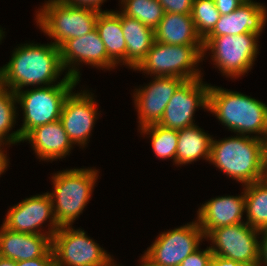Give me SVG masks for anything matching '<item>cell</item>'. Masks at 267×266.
<instances>
[{
	"label": "cell",
	"instance_id": "6da1fadb",
	"mask_svg": "<svg viewBox=\"0 0 267 266\" xmlns=\"http://www.w3.org/2000/svg\"><path fill=\"white\" fill-rule=\"evenodd\" d=\"M3 70L4 87L14 93L23 87H44L60 84L69 76L57 82L63 74L60 48L51 43H26L14 49L10 61L1 67ZM56 82V83H55Z\"/></svg>",
	"mask_w": 267,
	"mask_h": 266
},
{
	"label": "cell",
	"instance_id": "7a4b0ae2",
	"mask_svg": "<svg viewBox=\"0 0 267 266\" xmlns=\"http://www.w3.org/2000/svg\"><path fill=\"white\" fill-rule=\"evenodd\" d=\"M209 163L243 186L267 177L263 140L254 136L212 138Z\"/></svg>",
	"mask_w": 267,
	"mask_h": 266
},
{
	"label": "cell",
	"instance_id": "3957f363",
	"mask_svg": "<svg viewBox=\"0 0 267 266\" xmlns=\"http://www.w3.org/2000/svg\"><path fill=\"white\" fill-rule=\"evenodd\" d=\"M237 135L264 139L267 130V105L241 92L211 86L208 110ZM252 134V135H251Z\"/></svg>",
	"mask_w": 267,
	"mask_h": 266
},
{
	"label": "cell",
	"instance_id": "277c9868",
	"mask_svg": "<svg viewBox=\"0 0 267 266\" xmlns=\"http://www.w3.org/2000/svg\"><path fill=\"white\" fill-rule=\"evenodd\" d=\"M99 171L95 168H74L54 173V190L48 192L53 214L59 227L72 226L91 199Z\"/></svg>",
	"mask_w": 267,
	"mask_h": 266
},
{
	"label": "cell",
	"instance_id": "5b68a950",
	"mask_svg": "<svg viewBox=\"0 0 267 266\" xmlns=\"http://www.w3.org/2000/svg\"><path fill=\"white\" fill-rule=\"evenodd\" d=\"M79 81L68 77L60 84L16 92L17 104L22 108L23 123L18 129L23 139L31 130L60 120L63 104Z\"/></svg>",
	"mask_w": 267,
	"mask_h": 266
},
{
	"label": "cell",
	"instance_id": "8992f818",
	"mask_svg": "<svg viewBox=\"0 0 267 266\" xmlns=\"http://www.w3.org/2000/svg\"><path fill=\"white\" fill-rule=\"evenodd\" d=\"M39 10L35 17L37 26L59 48L67 40L93 31L99 14L93 9L73 7L60 0H48Z\"/></svg>",
	"mask_w": 267,
	"mask_h": 266
},
{
	"label": "cell",
	"instance_id": "52a82bcc",
	"mask_svg": "<svg viewBox=\"0 0 267 266\" xmlns=\"http://www.w3.org/2000/svg\"><path fill=\"white\" fill-rule=\"evenodd\" d=\"M203 46L168 45L154 41L135 71L154 77H180L185 81L203 78L200 68Z\"/></svg>",
	"mask_w": 267,
	"mask_h": 266
},
{
	"label": "cell",
	"instance_id": "ba28073f",
	"mask_svg": "<svg viewBox=\"0 0 267 266\" xmlns=\"http://www.w3.org/2000/svg\"><path fill=\"white\" fill-rule=\"evenodd\" d=\"M259 36L240 35L206 36L203 39V58L210 51L213 65L226 77L239 78L252 69L258 54Z\"/></svg>",
	"mask_w": 267,
	"mask_h": 266
},
{
	"label": "cell",
	"instance_id": "9c48e42d",
	"mask_svg": "<svg viewBox=\"0 0 267 266\" xmlns=\"http://www.w3.org/2000/svg\"><path fill=\"white\" fill-rule=\"evenodd\" d=\"M52 251L55 266H104L112 259L84 230L72 226L59 227L52 237Z\"/></svg>",
	"mask_w": 267,
	"mask_h": 266
},
{
	"label": "cell",
	"instance_id": "30bf717a",
	"mask_svg": "<svg viewBox=\"0 0 267 266\" xmlns=\"http://www.w3.org/2000/svg\"><path fill=\"white\" fill-rule=\"evenodd\" d=\"M260 231L242 222L211 230L205 239L210 240V250L220 256L238 262L258 266Z\"/></svg>",
	"mask_w": 267,
	"mask_h": 266
},
{
	"label": "cell",
	"instance_id": "8fae6325",
	"mask_svg": "<svg viewBox=\"0 0 267 266\" xmlns=\"http://www.w3.org/2000/svg\"><path fill=\"white\" fill-rule=\"evenodd\" d=\"M202 239H205L203 230L195 220L160 233L144 255L160 266H179L189 254L199 248Z\"/></svg>",
	"mask_w": 267,
	"mask_h": 266
},
{
	"label": "cell",
	"instance_id": "7c38bea8",
	"mask_svg": "<svg viewBox=\"0 0 267 266\" xmlns=\"http://www.w3.org/2000/svg\"><path fill=\"white\" fill-rule=\"evenodd\" d=\"M202 78L184 81L168 102L160 126L180 130L196 125L194 114L198 107L208 110V91L210 84Z\"/></svg>",
	"mask_w": 267,
	"mask_h": 266
},
{
	"label": "cell",
	"instance_id": "4fadbf2b",
	"mask_svg": "<svg viewBox=\"0 0 267 266\" xmlns=\"http://www.w3.org/2000/svg\"><path fill=\"white\" fill-rule=\"evenodd\" d=\"M45 221H49V228L48 231L42 232ZM2 224L12 231L48 235L51 238L59 229L48 192L23 199L12 206Z\"/></svg>",
	"mask_w": 267,
	"mask_h": 266
},
{
	"label": "cell",
	"instance_id": "5bb4252c",
	"mask_svg": "<svg viewBox=\"0 0 267 266\" xmlns=\"http://www.w3.org/2000/svg\"><path fill=\"white\" fill-rule=\"evenodd\" d=\"M61 63L66 74L80 82V64L113 69L116 65L108 58L103 41L95 28L90 33L67 40L60 47ZM79 65V66H78ZM78 68H77V67Z\"/></svg>",
	"mask_w": 267,
	"mask_h": 266
},
{
	"label": "cell",
	"instance_id": "9a60e30c",
	"mask_svg": "<svg viewBox=\"0 0 267 266\" xmlns=\"http://www.w3.org/2000/svg\"><path fill=\"white\" fill-rule=\"evenodd\" d=\"M87 90L68 95L63 104L60 121L72 141L81 148L85 147L98 117L97 102Z\"/></svg>",
	"mask_w": 267,
	"mask_h": 266
},
{
	"label": "cell",
	"instance_id": "2e32d148",
	"mask_svg": "<svg viewBox=\"0 0 267 266\" xmlns=\"http://www.w3.org/2000/svg\"><path fill=\"white\" fill-rule=\"evenodd\" d=\"M185 80L180 77H154L152 82L135 89L133 100L140 128L158 124L174 92Z\"/></svg>",
	"mask_w": 267,
	"mask_h": 266
},
{
	"label": "cell",
	"instance_id": "e0dca14e",
	"mask_svg": "<svg viewBox=\"0 0 267 266\" xmlns=\"http://www.w3.org/2000/svg\"><path fill=\"white\" fill-rule=\"evenodd\" d=\"M241 193L238 196L211 198L201 205L197 211L196 220L204 236L213 229L245 222L242 219L246 210L244 188Z\"/></svg>",
	"mask_w": 267,
	"mask_h": 266
},
{
	"label": "cell",
	"instance_id": "ac0fdd59",
	"mask_svg": "<svg viewBox=\"0 0 267 266\" xmlns=\"http://www.w3.org/2000/svg\"><path fill=\"white\" fill-rule=\"evenodd\" d=\"M267 22V8L255 1L242 3L230 14L220 15L213 30L207 36L260 34Z\"/></svg>",
	"mask_w": 267,
	"mask_h": 266
},
{
	"label": "cell",
	"instance_id": "d6986e66",
	"mask_svg": "<svg viewBox=\"0 0 267 266\" xmlns=\"http://www.w3.org/2000/svg\"><path fill=\"white\" fill-rule=\"evenodd\" d=\"M52 248L48 235L12 231L0 227V257L15 262L43 257Z\"/></svg>",
	"mask_w": 267,
	"mask_h": 266
},
{
	"label": "cell",
	"instance_id": "ffe728a7",
	"mask_svg": "<svg viewBox=\"0 0 267 266\" xmlns=\"http://www.w3.org/2000/svg\"><path fill=\"white\" fill-rule=\"evenodd\" d=\"M24 141H29L34 153L42 161L64 158L73 147L60 120L34 128L22 139Z\"/></svg>",
	"mask_w": 267,
	"mask_h": 266
},
{
	"label": "cell",
	"instance_id": "44dd1931",
	"mask_svg": "<svg viewBox=\"0 0 267 266\" xmlns=\"http://www.w3.org/2000/svg\"><path fill=\"white\" fill-rule=\"evenodd\" d=\"M154 34L155 41L168 45L203 46L191 14L165 13Z\"/></svg>",
	"mask_w": 267,
	"mask_h": 266
},
{
	"label": "cell",
	"instance_id": "7402d4cb",
	"mask_svg": "<svg viewBox=\"0 0 267 266\" xmlns=\"http://www.w3.org/2000/svg\"><path fill=\"white\" fill-rule=\"evenodd\" d=\"M96 29L104 43L108 58L117 64L127 66L126 40L121 26V12L103 10L99 12Z\"/></svg>",
	"mask_w": 267,
	"mask_h": 266
},
{
	"label": "cell",
	"instance_id": "603a6c76",
	"mask_svg": "<svg viewBox=\"0 0 267 266\" xmlns=\"http://www.w3.org/2000/svg\"><path fill=\"white\" fill-rule=\"evenodd\" d=\"M121 26L126 40L127 67L135 70L155 41L154 30L138 19L121 13Z\"/></svg>",
	"mask_w": 267,
	"mask_h": 266
},
{
	"label": "cell",
	"instance_id": "cb8c5ba5",
	"mask_svg": "<svg viewBox=\"0 0 267 266\" xmlns=\"http://www.w3.org/2000/svg\"><path fill=\"white\" fill-rule=\"evenodd\" d=\"M212 136L197 125L178 130L176 165L191 164L200 158L209 161Z\"/></svg>",
	"mask_w": 267,
	"mask_h": 266
},
{
	"label": "cell",
	"instance_id": "d4e9b609",
	"mask_svg": "<svg viewBox=\"0 0 267 266\" xmlns=\"http://www.w3.org/2000/svg\"><path fill=\"white\" fill-rule=\"evenodd\" d=\"M242 187L247 216L245 222L259 231L267 228V177Z\"/></svg>",
	"mask_w": 267,
	"mask_h": 266
},
{
	"label": "cell",
	"instance_id": "484cf974",
	"mask_svg": "<svg viewBox=\"0 0 267 266\" xmlns=\"http://www.w3.org/2000/svg\"><path fill=\"white\" fill-rule=\"evenodd\" d=\"M16 104V94L4 88L0 92V144L5 146L22 142L19 130L9 133L16 123V108H18Z\"/></svg>",
	"mask_w": 267,
	"mask_h": 266
},
{
	"label": "cell",
	"instance_id": "4316f807",
	"mask_svg": "<svg viewBox=\"0 0 267 266\" xmlns=\"http://www.w3.org/2000/svg\"><path fill=\"white\" fill-rule=\"evenodd\" d=\"M139 132L142 135H149L155 156L163 160L173 159V164H175L178 130L168 129L159 124H152L139 128Z\"/></svg>",
	"mask_w": 267,
	"mask_h": 266
},
{
	"label": "cell",
	"instance_id": "83f0119b",
	"mask_svg": "<svg viewBox=\"0 0 267 266\" xmlns=\"http://www.w3.org/2000/svg\"><path fill=\"white\" fill-rule=\"evenodd\" d=\"M123 7L120 11L129 17L138 19L147 27L155 30L164 17L165 11L157 0H119Z\"/></svg>",
	"mask_w": 267,
	"mask_h": 266
},
{
	"label": "cell",
	"instance_id": "f1b7e54d",
	"mask_svg": "<svg viewBox=\"0 0 267 266\" xmlns=\"http://www.w3.org/2000/svg\"><path fill=\"white\" fill-rule=\"evenodd\" d=\"M191 18L197 34L203 40L214 28L220 18L213 0H194Z\"/></svg>",
	"mask_w": 267,
	"mask_h": 266
},
{
	"label": "cell",
	"instance_id": "f546056e",
	"mask_svg": "<svg viewBox=\"0 0 267 266\" xmlns=\"http://www.w3.org/2000/svg\"><path fill=\"white\" fill-rule=\"evenodd\" d=\"M198 248L193 253L189 254L186 259H184L179 266H210L212 257L214 256L210 247L205 250Z\"/></svg>",
	"mask_w": 267,
	"mask_h": 266
},
{
	"label": "cell",
	"instance_id": "4dcf8cb0",
	"mask_svg": "<svg viewBox=\"0 0 267 266\" xmlns=\"http://www.w3.org/2000/svg\"><path fill=\"white\" fill-rule=\"evenodd\" d=\"M165 13L191 14L194 0H157Z\"/></svg>",
	"mask_w": 267,
	"mask_h": 266
},
{
	"label": "cell",
	"instance_id": "1f68e13d",
	"mask_svg": "<svg viewBox=\"0 0 267 266\" xmlns=\"http://www.w3.org/2000/svg\"><path fill=\"white\" fill-rule=\"evenodd\" d=\"M16 266H55L52 248L43 257L16 262Z\"/></svg>",
	"mask_w": 267,
	"mask_h": 266
},
{
	"label": "cell",
	"instance_id": "d6a6232c",
	"mask_svg": "<svg viewBox=\"0 0 267 266\" xmlns=\"http://www.w3.org/2000/svg\"><path fill=\"white\" fill-rule=\"evenodd\" d=\"M66 5L73 7L89 8L98 12H102L101 4L106 0H60Z\"/></svg>",
	"mask_w": 267,
	"mask_h": 266
},
{
	"label": "cell",
	"instance_id": "836d02e7",
	"mask_svg": "<svg viewBox=\"0 0 267 266\" xmlns=\"http://www.w3.org/2000/svg\"><path fill=\"white\" fill-rule=\"evenodd\" d=\"M220 15L230 14L235 11L242 2L240 0H213Z\"/></svg>",
	"mask_w": 267,
	"mask_h": 266
},
{
	"label": "cell",
	"instance_id": "e575fe53",
	"mask_svg": "<svg viewBox=\"0 0 267 266\" xmlns=\"http://www.w3.org/2000/svg\"><path fill=\"white\" fill-rule=\"evenodd\" d=\"M260 235L261 239L258 266H267V228L260 230Z\"/></svg>",
	"mask_w": 267,
	"mask_h": 266
},
{
	"label": "cell",
	"instance_id": "d590c367",
	"mask_svg": "<svg viewBox=\"0 0 267 266\" xmlns=\"http://www.w3.org/2000/svg\"><path fill=\"white\" fill-rule=\"evenodd\" d=\"M238 262L220 256H213L210 266H238Z\"/></svg>",
	"mask_w": 267,
	"mask_h": 266
},
{
	"label": "cell",
	"instance_id": "8d00e7d4",
	"mask_svg": "<svg viewBox=\"0 0 267 266\" xmlns=\"http://www.w3.org/2000/svg\"><path fill=\"white\" fill-rule=\"evenodd\" d=\"M2 149H4V145L0 144V175L5 172V170L7 169L8 165H9L8 164L9 163L8 156H7V154L4 153L6 151H5V149L4 150H2Z\"/></svg>",
	"mask_w": 267,
	"mask_h": 266
},
{
	"label": "cell",
	"instance_id": "74e56055",
	"mask_svg": "<svg viewBox=\"0 0 267 266\" xmlns=\"http://www.w3.org/2000/svg\"><path fill=\"white\" fill-rule=\"evenodd\" d=\"M140 264L139 266H160L155 263H153L148 257H146L144 254L140 258Z\"/></svg>",
	"mask_w": 267,
	"mask_h": 266
},
{
	"label": "cell",
	"instance_id": "f35d334b",
	"mask_svg": "<svg viewBox=\"0 0 267 266\" xmlns=\"http://www.w3.org/2000/svg\"><path fill=\"white\" fill-rule=\"evenodd\" d=\"M0 266H16V262L11 259L0 257Z\"/></svg>",
	"mask_w": 267,
	"mask_h": 266
},
{
	"label": "cell",
	"instance_id": "ab89813d",
	"mask_svg": "<svg viewBox=\"0 0 267 266\" xmlns=\"http://www.w3.org/2000/svg\"><path fill=\"white\" fill-rule=\"evenodd\" d=\"M263 147H264V161H265V166L267 168V130L263 139Z\"/></svg>",
	"mask_w": 267,
	"mask_h": 266
},
{
	"label": "cell",
	"instance_id": "60d3db41",
	"mask_svg": "<svg viewBox=\"0 0 267 266\" xmlns=\"http://www.w3.org/2000/svg\"><path fill=\"white\" fill-rule=\"evenodd\" d=\"M4 79H3V70L0 67V92L4 89Z\"/></svg>",
	"mask_w": 267,
	"mask_h": 266
},
{
	"label": "cell",
	"instance_id": "b9f144b4",
	"mask_svg": "<svg viewBox=\"0 0 267 266\" xmlns=\"http://www.w3.org/2000/svg\"><path fill=\"white\" fill-rule=\"evenodd\" d=\"M104 266H120L119 264L117 265L115 262H114V259L112 258L106 265ZM122 266V265H121Z\"/></svg>",
	"mask_w": 267,
	"mask_h": 266
},
{
	"label": "cell",
	"instance_id": "7bdbcfd3",
	"mask_svg": "<svg viewBox=\"0 0 267 266\" xmlns=\"http://www.w3.org/2000/svg\"><path fill=\"white\" fill-rule=\"evenodd\" d=\"M5 32L1 29V27H0V43H1V41L3 40V37L5 36V34H4Z\"/></svg>",
	"mask_w": 267,
	"mask_h": 266
},
{
	"label": "cell",
	"instance_id": "ee69618b",
	"mask_svg": "<svg viewBox=\"0 0 267 266\" xmlns=\"http://www.w3.org/2000/svg\"><path fill=\"white\" fill-rule=\"evenodd\" d=\"M242 3H249L252 2L253 0H240Z\"/></svg>",
	"mask_w": 267,
	"mask_h": 266
},
{
	"label": "cell",
	"instance_id": "f6af8a7d",
	"mask_svg": "<svg viewBox=\"0 0 267 266\" xmlns=\"http://www.w3.org/2000/svg\"><path fill=\"white\" fill-rule=\"evenodd\" d=\"M238 266H254L252 264H238Z\"/></svg>",
	"mask_w": 267,
	"mask_h": 266
}]
</instances>
